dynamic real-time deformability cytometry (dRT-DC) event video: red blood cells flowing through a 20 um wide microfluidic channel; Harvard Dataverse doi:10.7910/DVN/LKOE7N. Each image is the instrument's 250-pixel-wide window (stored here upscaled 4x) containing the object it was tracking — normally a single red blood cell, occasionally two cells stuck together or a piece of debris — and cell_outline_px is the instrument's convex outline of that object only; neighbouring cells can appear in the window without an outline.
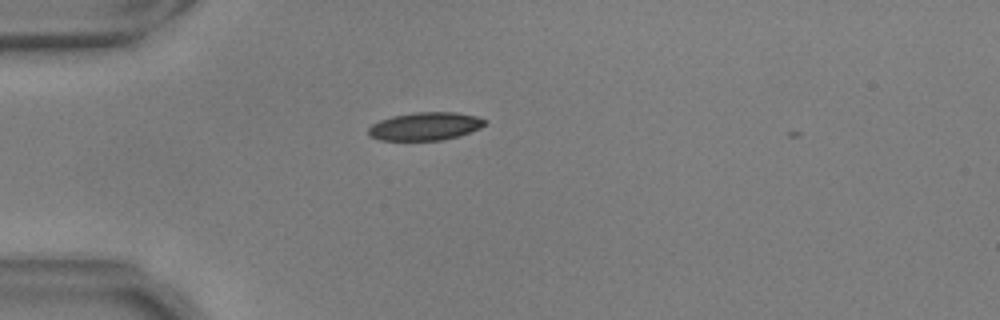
{"species": "common noctule bat (a hibernating species)", "species_latin": "Nyctalus noctula", "temperature_condition": "warm", "stored_images_in_passage": 39, "camera_frame_rate_fps": 3000, "um_per_image_px": 0.085, "animal": {"sex": "male", "body_mass_g": 17.9, "forearm_length_mm": 54.2}, "frame": {"image": 1, "passage_image": 2, "time_ms": 0.333, "image_size_px": [1000, 320], "cell_outline_px": [[488, 124], [480, 128], [460, 136], [444, 140], [380, 140], [368, 136], [368, 128], [372, 124], [380, 120], [392, 116], [416, 112], [456, 112], [476, 116], [488, 120]], "centroid_in_image_um": [36.17, 10.73], "position_along_channel_um": 48.8, "area_um2": 19.25}}
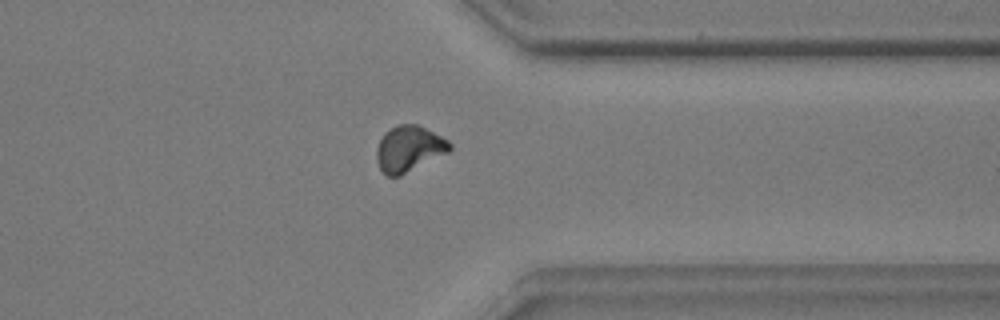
{"frame": {"image": 2, "passage_image": 30, "time_ms": 9.667, "image_size_px": [1000, 320], "cell_outline_px": [[452, 148], [448, 152], [400, 176], [388, 176], [380, 168], [376, 160], [376, 148], [384, 132], [396, 124], [416, 124], [448, 140], [452, 144]], "centroid_in_image_um": [34.74, 12.64], "position_along_channel_um": 376.7, "area_um2": 19.42}}
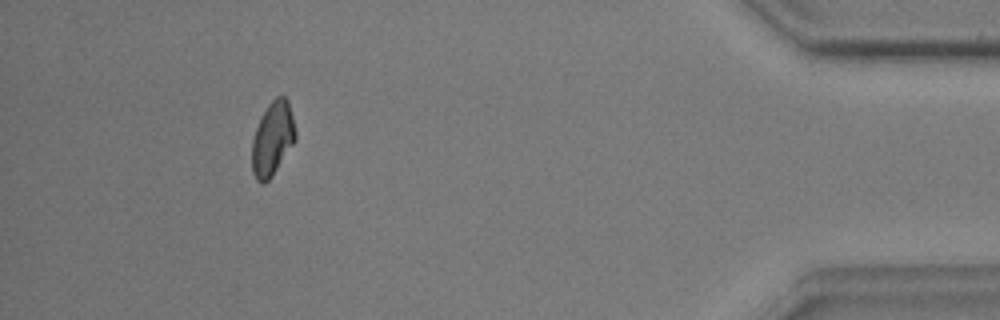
{"frame": {"image": 3, "passage_image": 37, "time_ms": 12.0, "image_size_px": [1000, 320], "cell_outline_px": [[296, 140], [272, 176], [264, 184], [260, 184], [256, 180], [252, 172], [252, 140], [260, 116], [268, 104], [276, 96], [284, 96], [288, 100], [296, 132]], "centroid_in_image_um": [23.15, 11.8], "position_along_channel_um": 412.0, "area_um2": 18.84}}